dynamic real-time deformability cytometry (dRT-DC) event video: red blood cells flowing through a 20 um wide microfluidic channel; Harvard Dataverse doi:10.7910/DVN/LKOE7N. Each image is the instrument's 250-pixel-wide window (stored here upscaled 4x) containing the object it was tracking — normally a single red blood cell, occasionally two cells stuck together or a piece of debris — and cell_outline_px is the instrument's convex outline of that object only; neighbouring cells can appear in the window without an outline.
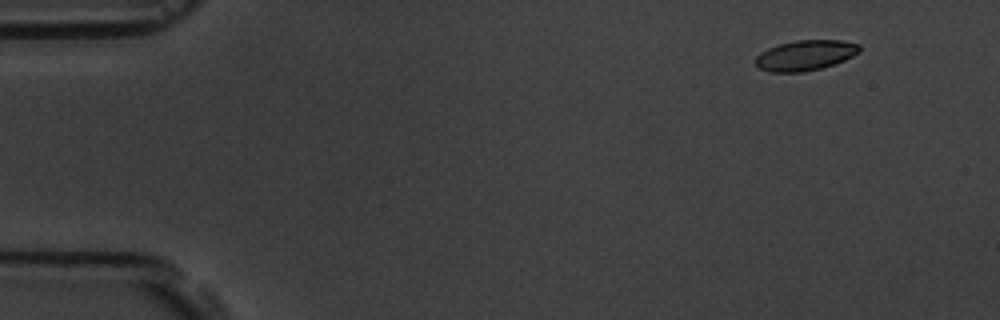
{"species": "common noctule bat (a hibernating species)", "species_latin": "Nyctalus noctula", "temperature_condition": "room temperature", "stored_images_in_passage": 5, "camera_frame_rate_fps": 3000, "um_per_image_px": 0.085, "animal": {"sex": "male", "body_mass_g": 19.5, "forearm_length_mm": 54.6}, "frame": {"image": 1, "passage_image": 2, "time_ms": 1.0, "image_size_px": [1000, 320], "cell_outline_px": [[860, 52], [844, 60], [820, 68], [804, 72], [768, 72], [760, 68], [756, 64], [756, 56], [760, 52], [768, 48], [780, 44], [796, 40], [840, 40], [860, 44]], "centroid_in_image_um": [68.45, 4.7], "position_along_channel_um": 16.6, "area_um2": 18.26}}
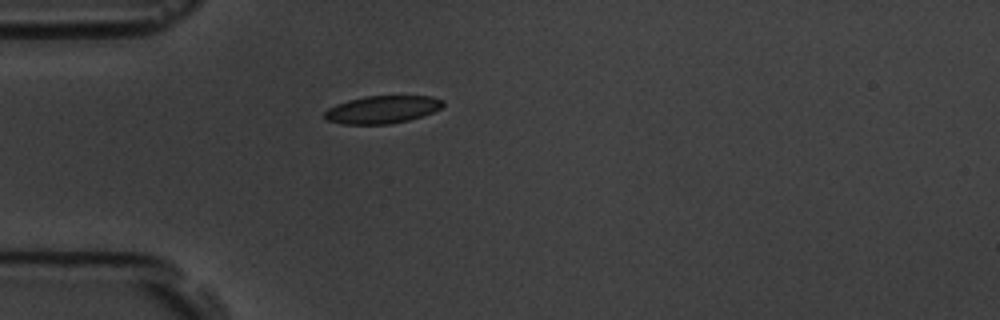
{"frame": {"image": 2, "passage_image": 5, "time_ms": 4.667, "image_size_px": [1000, 320], "cell_outline_px": [[444, 104], [440, 108], [432, 112], [408, 120], [388, 124], [344, 124], [324, 120], [324, 112], [328, 108], [336, 104], [348, 100], [364, 96], [432, 96], [444, 100]], "centroid_in_image_um": [32.46, 9.3], "position_along_channel_um": 52.5, "area_um2": 19.07}}